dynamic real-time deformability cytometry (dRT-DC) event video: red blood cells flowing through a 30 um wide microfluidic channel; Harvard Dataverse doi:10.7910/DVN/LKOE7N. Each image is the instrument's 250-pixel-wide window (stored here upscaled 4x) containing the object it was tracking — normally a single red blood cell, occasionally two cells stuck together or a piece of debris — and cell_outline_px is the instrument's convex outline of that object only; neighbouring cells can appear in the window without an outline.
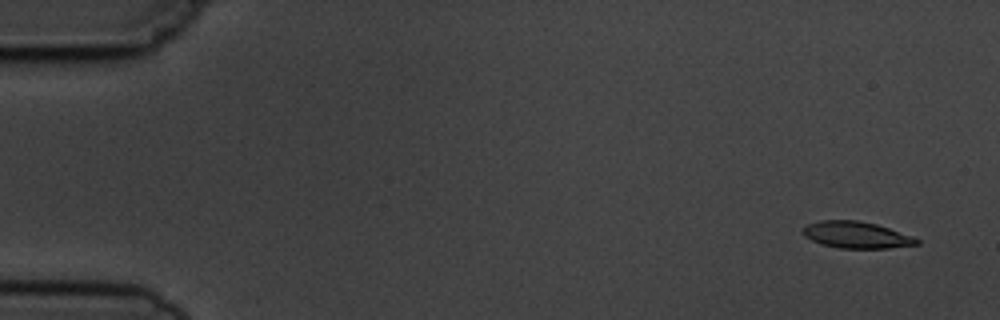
{"species": "common noctule bat (a hibernating species)", "species_latin": "Nyctalus noctula", "temperature_condition": "cold", "stored_images_in_passage": 5, "segment_of_instrument_passage": [1, 2], "camera_frame_rate_fps": 3000, "um_per_image_px": 0.085, "animal": {"sex": "male", "body_mass_g": 19.5, "forearm_length_mm": 54.6}, "frame": {"image": 1, "passage_image": 1, "time_ms": 0.0, "image_size_px": [1000, 320], "cell_outline_px": [[920, 244], [888, 248], [840, 248], [820, 244], [804, 236], [800, 232], [800, 228], [808, 224], [820, 220], [856, 220], [876, 224], [912, 236], [920, 240]], "centroid_in_image_um": [72.74, 19.96], "position_along_channel_um": 12.3, "area_um2": 17.74}}
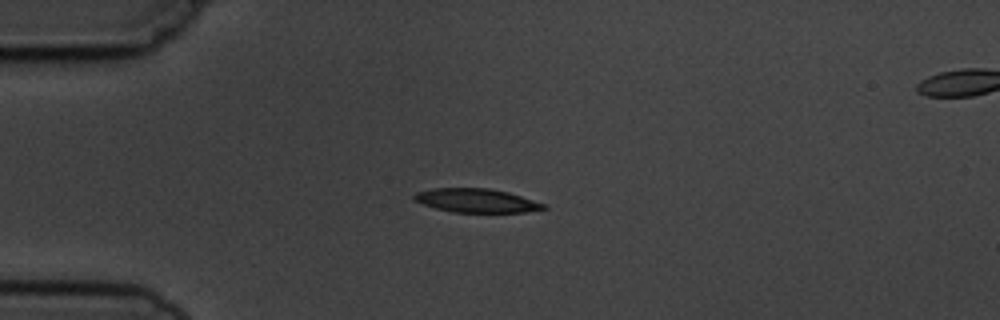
{"frame": {"image": 2, "passage_image": 4, "time_ms": 3.667, "image_size_px": [1000, 320], "cell_outline_px": [[548, 208], [524, 212], [452, 212], [436, 208], [412, 200], [412, 196], [416, 192], [432, 188], [488, 188], [508, 192], [548, 204]], "centroid_in_image_um": [40.5, 17.04], "position_along_channel_um": 44.5, "area_um2": 18.03}}